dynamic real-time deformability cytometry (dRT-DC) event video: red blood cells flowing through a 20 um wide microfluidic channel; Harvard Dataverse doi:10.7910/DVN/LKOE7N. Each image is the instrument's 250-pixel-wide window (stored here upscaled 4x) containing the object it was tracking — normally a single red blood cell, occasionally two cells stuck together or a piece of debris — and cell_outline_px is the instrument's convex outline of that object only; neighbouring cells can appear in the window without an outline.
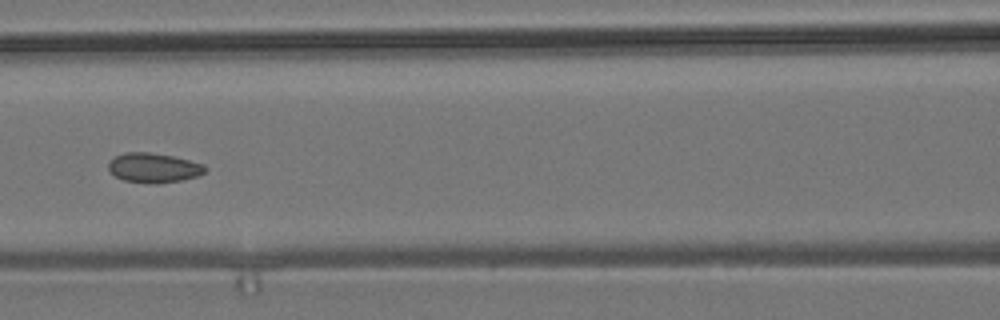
{"species": "common noctule bat (a hibernating species)", "species_latin": "Nyctalus noctula", "temperature_condition": "room temperature", "stored_images_in_passage": 6, "camera_frame_rate_fps": 3000, "um_per_image_px": 0.085, "animal": {"sex": "male", "body_mass_g": 19.2, "forearm_length_mm": 51.8}, "frame": {"image": 1, "passage_image": 6, "time_ms": 6.667, "image_size_px": [1000, 320], "cell_outline_px": [[208, 168], [200, 176], [180, 180], [156, 184], [124, 180], [116, 176], [108, 168], [108, 164], [112, 156], [124, 152], [148, 152], [172, 156], [204, 164]], "centroid_in_image_um": [13.06, 14.25], "position_along_channel_um": 153.5, "area_um2": 16.7}}